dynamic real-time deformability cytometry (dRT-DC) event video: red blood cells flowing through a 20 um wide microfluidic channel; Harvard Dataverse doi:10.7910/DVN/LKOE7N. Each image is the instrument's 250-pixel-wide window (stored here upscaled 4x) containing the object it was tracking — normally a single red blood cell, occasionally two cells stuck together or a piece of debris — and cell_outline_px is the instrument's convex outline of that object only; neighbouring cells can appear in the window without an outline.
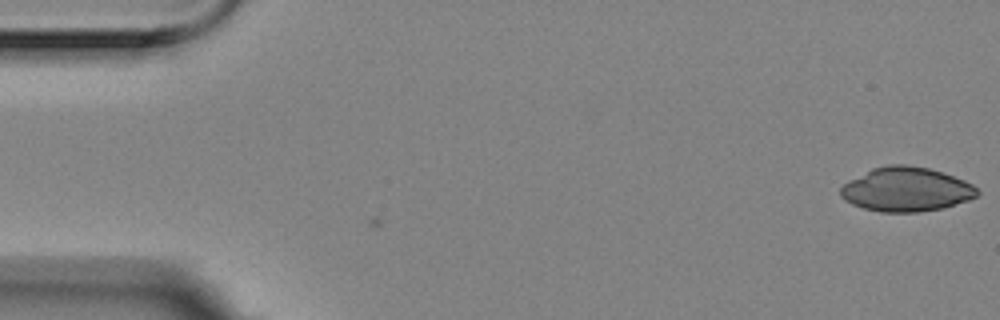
{"species": "Egyptian fruit bat (a non-hibernating species)", "species_latin": "Rousettus aegyptiacus", "temperature_condition": "room temperature", "stored_images_in_passage": 6, "camera_frame_rate_fps": 3000, "um_per_image_px": 0.085, "animal": {"sex": "female"}, "frame": {"image": 1, "passage_image": 6, "time_ms": 1.667, "image_size_px": [1000, 320], "cell_outline_px": [[980, 192], [976, 196], [968, 200], [944, 208], [916, 212], [880, 212], [864, 208], [852, 204], [844, 200], [840, 196], [840, 188], [848, 180], [872, 168], [888, 164], [908, 164], [928, 168], [964, 180], [972, 184]], "centroid_in_image_um": [77.0, 16.1], "position_along_channel_um": 8.0, "area_um2": 35.26}}